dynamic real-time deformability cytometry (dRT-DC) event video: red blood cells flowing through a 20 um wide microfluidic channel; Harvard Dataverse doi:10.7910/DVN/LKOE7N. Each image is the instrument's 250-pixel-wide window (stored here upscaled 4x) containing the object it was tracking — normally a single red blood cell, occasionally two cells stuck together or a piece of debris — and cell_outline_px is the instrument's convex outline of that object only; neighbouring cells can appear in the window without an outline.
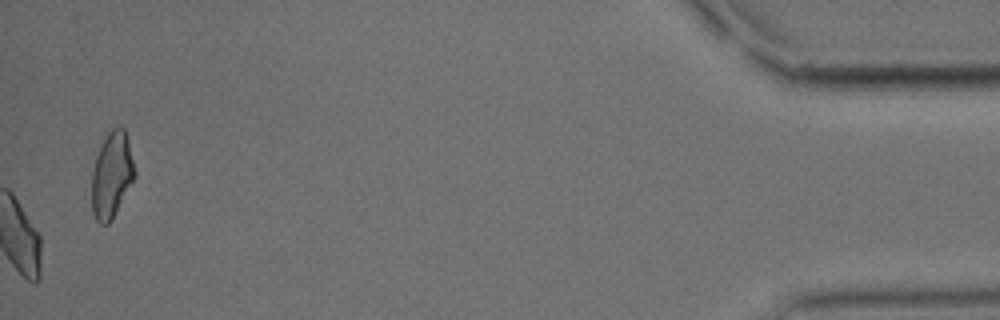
{"species": "common noctule bat (a hibernating species)", "species_latin": "Nyctalus noctula", "temperature_condition": "cold", "stored_images_in_passage": 52, "camera_frame_rate_fps": 3000, "um_per_image_px": 0.085, "animal": {"sex": "male", "body_mass_g": 15.6}, "frame": {"image": 1, "passage_image": 52, "time_ms": 17.0, "image_size_px": [1000, 320], "cell_outline_px": [[136, 176], [112, 220], [108, 224], [100, 224], [96, 220], [92, 212], [92, 168], [104, 132], [112, 128], [124, 128], [128, 140], [136, 172]], "centroid_in_image_um": [9.49, 14.85], "position_along_channel_um": 425.7, "area_um2": 21.85}, "authors_computed_cell_mechanics": {"area_um2": 21.5016, "velocity_mm_per_s": 3.7178, "shape_relaxation_time_tau1_ms": 8.8325, "shape_relaxation_time_tau2_ms": 3.3852, "deformation_change_tau1": 0.1516, "deformation_change_tau2": 0.0893}}